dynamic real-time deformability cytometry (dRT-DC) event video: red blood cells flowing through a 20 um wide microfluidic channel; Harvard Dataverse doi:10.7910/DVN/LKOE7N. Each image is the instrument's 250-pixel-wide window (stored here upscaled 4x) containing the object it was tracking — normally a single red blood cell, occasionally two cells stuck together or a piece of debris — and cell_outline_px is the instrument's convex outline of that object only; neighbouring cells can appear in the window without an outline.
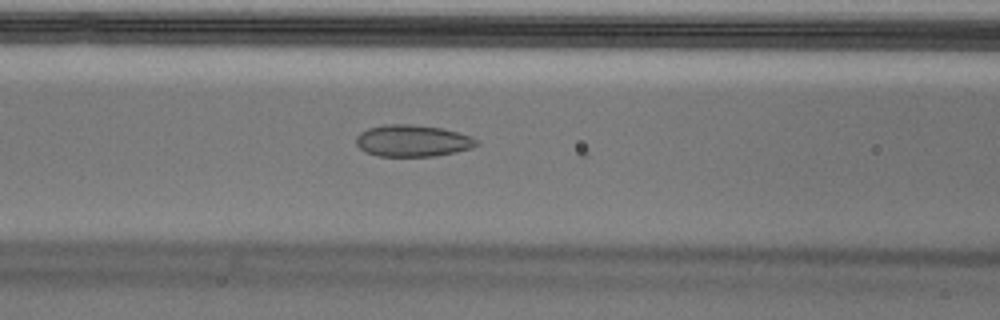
{"species": "Egyptian fruit bat (a non-hibernating species)", "species_latin": "Rousettus aegyptiacus", "temperature_condition": "cold", "stored_images_in_passage": 17, "camera_frame_rate_fps": 3000, "um_per_image_px": 0.085, "animal": {"sex": "male"}, "frame": {"image": 1, "passage_image": 13, "time_ms": 4.0, "image_size_px": [1000, 320], "cell_outline_px": [[480, 144], [472, 148], [456, 152], [436, 156], [380, 156], [364, 152], [356, 144], [356, 136], [360, 132], [368, 128], [384, 124], [412, 124], [444, 128], [472, 136], [480, 140]], "centroid_in_image_um": [35.11, 11.96], "position_along_channel_um": 131.5, "area_um2": 22.66}}